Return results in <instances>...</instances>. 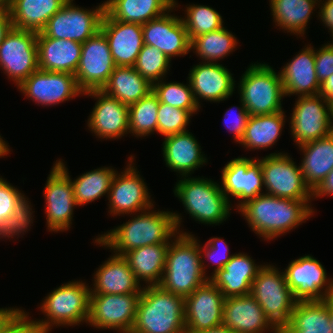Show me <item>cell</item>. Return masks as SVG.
Instances as JSON below:
<instances>
[{
	"label": "cell",
	"instance_id": "6da1fadb",
	"mask_svg": "<svg viewBox=\"0 0 333 333\" xmlns=\"http://www.w3.org/2000/svg\"><path fill=\"white\" fill-rule=\"evenodd\" d=\"M151 209L138 213L126 223L100 235L95 243L110 248L121 256L142 246L170 243L169 239L176 238L179 234L182 216L170 211L156 212Z\"/></svg>",
	"mask_w": 333,
	"mask_h": 333
},
{
	"label": "cell",
	"instance_id": "7a4b0ae2",
	"mask_svg": "<svg viewBox=\"0 0 333 333\" xmlns=\"http://www.w3.org/2000/svg\"><path fill=\"white\" fill-rule=\"evenodd\" d=\"M309 201L311 200H290L262 193L237 210L242 213L254 233L267 241L308 220L314 214Z\"/></svg>",
	"mask_w": 333,
	"mask_h": 333
},
{
	"label": "cell",
	"instance_id": "3957f363",
	"mask_svg": "<svg viewBox=\"0 0 333 333\" xmlns=\"http://www.w3.org/2000/svg\"><path fill=\"white\" fill-rule=\"evenodd\" d=\"M198 241L191 233L182 231L171 240L159 284L163 290L186 298L208 281Z\"/></svg>",
	"mask_w": 333,
	"mask_h": 333
},
{
	"label": "cell",
	"instance_id": "277c9868",
	"mask_svg": "<svg viewBox=\"0 0 333 333\" xmlns=\"http://www.w3.org/2000/svg\"><path fill=\"white\" fill-rule=\"evenodd\" d=\"M185 298L159 285L142 288L130 333H186Z\"/></svg>",
	"mask_w": 333,
	"mask_h": 333
},
{
	"label": "cell",
	"instance_id": "5b68a950",
	"mask_svg": "<svg viewBox=\"0 0 333 333\" xmlns=\"http://www.w3.org/2000/svg\"><path fill=\"white\" fill-rule=\"evenodd\" d=\"M91 288L82 281H70L45 297L40 308L45 320H32L38 333H49L51 327L73 326L88 321Z\"/></svg>",
	"mask_w": 333,
	"mask_h": 333
},
{
	"label": "cell",
	"instance_id": "8992f818",
	"mask_svg": "<svg viewBox=\"0 0 333 333\" xmlns=\"http://www.w3.org/2000/svg\"><path fill=\"white\" fill-rule=\"evenodd\" d=\"M176 183L174 194L191 218L204 224H221L230 215V200L219 183L208 178L183 177Z\"/></svg>",
	"mask_w": 333,
	"mask_h": 333
},
{
	"label": "cell",
	"instance_id": "52a82bcc",
	"mask_svg": "<svg viewBox=\"0 0 333 333\" xmlns=\"http://www.w3.org/2000/svg\"><path fill=\"white\" fill-rule=\"evenodd\" d=\"M240 101L250 115H269L282 110L285 92L280 73L268 64H251L240 79Z\"/></svg>",
	"mask_w": 333,
	"mask_h": 333
},
{
	"label": "cell",
	"instance_id": "ba28073f",
	"mask_svg": "<svg viewBox=\"0 0 333 333\" xmlns=\"http://www.w3.org/2000/svg\"><path fill=\"white\" fill-rule=\"evenodd\" d=\"M250 294L279 332L289 323L297 300L287 285L283 271L270 264L263 265L253 280Z\"/></svg>",
	"mask_w": 333,
	"mask_h": 333
},
{
	"label": "cell",
	"instance_id": "9c48e42d",
	"mask_svg": "<svg viewBox=\"0 0 333 333\" xmlns=\"http://www.w3.org/2000/svg\"><path fill=\"white\" fill-rule=\"evenodd\" d=\"M104 14L105 2L88 10L75 6L73 0H68L49 19L40 33L50 38L84 43L100 31Z\"/></svg>",
	"mask_w": 333,
	"mask_h": 333
},
{
	"label": "cell",
	"instance_id": "30bf717a",
	"mask_svg": "<svg viewBox=\"0 0 333 333\" xmlns=\"http://www.w3.org/2000/svg\"><path fill=\"white\" fill-rule=\"evenodd\" d=\"M261 171L267 194L290 200H311L300 166L287 153H271L261 159Z\"/></svg>",
	"mask_w": 333,
	"mask_h": 333
},
{
	"label": "cell",
	"instance_id": "8fae6325",
	"mask_svg": "<svg viewBox=\"0 0 333 333\" xmlns=\"http://www.w3.org/2000/svg\"><path fill=\"white\" fill-rule=\"evenodd\" d=\"M37 34L12 27L0 44V67L16 86L39 69Z\"/></svg>",
	"mask_w": 333,
	"mask_h": 333
},
{
	"label": "cell",
	"instance_id": "7c38bea8",
	"mask_svg": "<svg viewBox=\"0 0 333 333\" xmlns=\"http://www.w3.org/2000/svg\"><path fill=\"white\" fill-rule=\"evenodd\" d=\"M294 105L290 129L298 146L332 133L333 105L322 96H299Z\"/></svg>",
	"mask_w": 333,
	"mask_h": 333
},
{
	"label": "cell",
	"instance_id": "4fadbf2b",
	"mask_svg": "<svg viewBox=\"0 0 333 333\" xmlns=\"http://www.w3.org/2000/svg\"><path fill=\"white\" fill-rule=\"evenodd\" d=\"M141 293L90 294L87 323L98 329L130 333L136 319Z\"/></svg>",
	"mask_w": 333,
	"mask_h": 333
},
{
	"label": "cell",
	"instance_id": "5bb4252c",
	"mask_svg": "<svg viewBox=\"0 0 333 333\" xmlns=\"http://www.w3.org/2000/svg\"><path fill=\"white\" fill-rule=\"evenodd\" d=\"M67 170L63 161L56 160L45 184L46 225L52 232H63L70 228L73 210L77 206Z\"/></svg>",
	"mask_w": 333,
	"mask_h": 333
},
{
	"label": "cell",
	"instance_id": "9a60e30c",
	"mask_svg": "<svg viewBox=\"0 0 333 333\" xmlns=\"http://www.w3.org/2000/svg\"><path fill=\"white\" fill-rule=\"evenodd\" d=\"M116 67L108 41L99 31L82 43L80 62L74 76L84 93L102 90Z\"/></svg>",
	"mask_w": 333,
	"mask_h": 333
},
{
	"label": "cell",
	"instance_id": "2e32d148",
	"mask_svg": "<svg viewBox=\"0 0 333 333\" xmlns=\"http://www.w3.org/2000/svg\"><path fill=\"white\" fill-rule=\"evenodd\" d=\"M284 275L297 301L325 300L333 296V279L327 278L325 268L313 256L291 261Z\"/></svg>",
	"mask_w": 333,
	"mask_h": 333
},
{
	"label": "cell",
	"instance_id": "e0dca14e",
	"mask_svg": "<svg viewBox=\"0 0 333 333\" xmlns=\"http://www.w3.org/2000/svg\"><path fill=\"white\" fill-rule=\"evenodd\" d=\"M129 157L127 165L121 174L116 172L108 196L109 213L113 216L142 212L153 208V202L150 199L148 188L140 177L137 168L132 166L134 158Z\"/></svg>",
	"mask_w": 333,
	"mask_h": 333
},
{
	"label": "cell",
	"instance_id": "ac0fdd59",
	"mask_svg": "<svg viewBox=\"0 0 333 333\" xmlns=\"http://www.w3.org/2000/svg\"><path fill=\"white\" fill-rule=\"evenodd\" d=\"M20 92L41 105H56L84 94L76 77L67 72L34 71L19 86Z\"/></svg>",
	"mask_w": 333,
	"mask_h": 333
},
{
	"label": "cell",
	"instance_id": "d6986e66",
	"mask_svg": "<svg viewBox=\"0 0 333 333\" xmlns=\"http://www.w3.org/2000/svg\"><path fill=\"white\" fill-rule=\"evenodd\" d=\"M221 190L230 199V196L239 201V208L248 200L262 194L264 187L261 171V159L237 157L229 161L222 169ZM230 195V196H229Z\"/></svg>",
	"mask_w": 333,
	"mask_h": 333
},
{
	"label": "cell",
	"instance_id": "ffe728a7",
	"mask_svg": "<svg viewBox=\"0 0 333 333\" xmlns=\"http://www.w3.org/2000/svg\"><path fill=\"white\" fill-rule=\"evenodd\" d=\"M225 297L209 280L185 298L186 333H197L222 324Z\"/></svg>",
	"mask_w": 333,
	"mask_h": 333
},
{
	"label": "cell",
	"instance_id": "44dd1931",
	"mask_svg": "<svg viewBox=\"0 0 333 333\" xmlns=\"http://www.w3.org/2000/svg\"><path fill=\"white\" fill-rule=\"evenodd\" d=\"M173 6L164 15L142 24L144 44L156 47L171 61L173 56H184L190 50V40L179 16L170 15Z\"/></svg>",
	"mask_w": 333,
	"mask_h": 333
},
{
	"label": "cell",
	"instance_id": "7402d4cb",
	"mask_svg": "<svg viewBox=\"0 0 333 333\" xmlns=\"http://www.w3.org/2000/svg\"><path fill=\"white\" fill-rule=\"evenodd\" d=\"M83 95L98 99L88 119L87 126L92 133L101 139H119L129 133L128 105L102 90L87 91Z\"/></svg>",
	"mask_w": 333,
	"mask_h": 333
},
{
	"label": "cell",
	"instance_id": "603a6c76",
	"mask_svg": "<svg viewBox=\"0 0 333 333\" xmlns=\"http://www.w3.org/2000/svg\"><path fill=\"white\" fill-rule=\"evenodd\" d=\"M100 31L108 41L116 66H134L144 45L142 24L117 21L105 11Z\"/></svg>",
	"mask_w": 333,
	"mask_h": 333
},
{
	"label": "cell",
	"instance_id": "cb8c5ba5",
	"mask_svg": "<svg viewBox=\"0 0 333 333\" xmlns=\"http://www.w3.org/2000/svg\"><path fill=\"white\" fill-rule=\"evenodd\" d=\"M231 72L219 63L201 62L189 73L194 99L200 108L199 99L220 102L228 99L234 92L235 80Z\"/></svg>",
	"mask_w": 333,
	"mask_h": 333
},
{
	"label": "cell",
	"instance_id": "d4e9b609",
	"mask_svg": "<svg viewBox=\"0 0 333 333\" xmlns=\"http://www.w3.org/2000/svg\"><path fill=\"white\" fill-rule=\"evenodd\" d=\"M222 324L233 333H279L251 294L225 298Z\"/></svg>",
	"mask_w": 333,
	"mask_h": 333
},
{
	"label": "cell",
	"instance_id": "484cf974",
	"mask_svg": "<svg viewBox=\"0 0 333 333\" xmlns=\"http://www.w3.org/2000/svg\"><path fill=\"white\" fill-rule=\"evenodd\" d=\"M244 253L233 254L221 270L208 276L225 298L250 294L251 285L263 265H257ZM210 277V278H209Z\"/></svg>",
	"mask_w": 333,
	"mask_h": 333
},
{
	"label": "cell",
	"instance_id": "4316f807",
	"mask_svg": "<svg viewBox=\"0 0 333 333\" xmlns=\"http://www.w3.org/2000/svg\"><path fill=\"white\" fill-rule=\"evenodd\" d=\"M310 46L311 44L293 57L280 72L285 96L318 95L320 82L315 70V50Z\"/></svg>",
	"mask_w": 333,
	"mask_h": 333
},
{
	"label": "cell",
	"instance_id": "83f0119b",
	"mask_svg": "<svg viewBox=\"0 0 333 333\" xmlns=\"http://www.w3.org/2000/svg\"><path fill=\"white\" fill-rule=\"evenodd\" d=\"M38 67L43 71L75 74L81 57L82 43L37 34Z\"/></svg>",
	"mask_w": 333,
	"mask_h": 333
},
{
	"label": "cell",
	"instance_id": "f1b7e54d",
	"mask_svg": "<svg viewBox=\"0 0 333 333\" xmlns=\"http://www.w3.org/2000/svg\"><path fill=\"white\" fill-rule=\"evenodd\" d=\"M94 274L93 289L90 294H131L141 293L142 287L136 280L127 260L113 254Z\"/></svg>",
	"mask_w": 333,
	"mask_h": 333
},
{
	"label": "cell",
	"instance_id": "f546056e",
	"mask_svg": "<svg viewBox=\"0 0 333 333\" xmlns=\"http://www.w3.org/2000/svg\"><path fill=\"white\" fill-rule=\"evenodd\" d=\"M162 150L166 165L181 178L190 176L196 168L207 163L198 141L189 131L166 136Z\"/></svg>",
	"mask_w": 333,
	"mask_h": 333
},
{
	"label": "cell",
	"instance_id": "4dcf8cb0",
	"mask_svg": "<svg viewBox=\"0 0 333 333\" xmlns=\"http://www.w3.org/2000/svg\"><path fill=\"white\" fill-rule=\"evenodd\" d=\"M304 152L300 165L307 186L313 191L333 169V132L299 146Z\"/></svg>",
	"mask_w": 333,
	"mask_h": 333
},
{
	"label": "cell",
	"instance_id": "1f68e13d",
	"mask_svg": "<svg viewBox=\"0 0 333 333\" xmlns=\"http://www.w3.org/2000/svg\"><path fill=\"white\" fill-rule=\"evenodd\" d=\"M68 0H9L12 27L41 32Z\"/></svg>",
	"mask_w": 333,
	"mask_h": 333
},
{
	"label": "cell",
	"instance_id": "d6a6232c",
	"mask_svg": "<svg viewBox=\"0 0 333 333\" xmlns=\"http://www.w3.org/2000/svg\"><path fill=\"white\" fill-rule=\"evenodd\" d=\"M169 245L170 243H160L142 246L123 255L139 283L141 280L148 286L160 284Z\"/></svg>",
	"mask_w": 333,
	"mask_h": 333
},
{
	"label": "cell",
	"instance_id": "836d02e7",
	"mask_svg": "<svg viewBox=\"0 0 333 333\" xmlns=\"http://www.w3.org/2000/svg\"><path fill=\"white\" fill-rule=\"evenodd\" d=\"M279 333H333L329 298L297 301L289 323Z\"/></svg>",
	"mask_w": 333,
	"mask_h": 333
},
{
	"label": "cell",
	"instance_id": "e575fe53",
	"mask_svg": "<svg viewBox=\"0 0 333 333\" xmlns=\"http://www.w3.org/2000/svg\"><path fill=\"white\" fill-rule=\"evenodd\" d=\"M176 5V0H107L105 11L117 21L145 24Z\"/></svg>",
	"mask_w": 333,
	"mask_h": 333
},
{
	"label": "cell",
	"instance_id": "d590c367",
	"mask_svg": "<svg viewBox=\"0 0 333 333\" xmlns=\"http://www.w3.org/2000/svg\"><path fill=\"white\" fill-rule=\"evenodd\" d=\"M102 91L129 106L151 92L152 84L134 66H117Z\"/></svg>",
	"mask_w": 333,
	"mask_h": 333
},
{
	"label": "cell",
	"instance_id": "8d00e7d4",
	"mask_svg": "<svg viewBox=\"0 0 333 333\" xmlns=\"http://www.w3.org/2000/svg\"><path fill=\"white\" fill-rule=\"evenodd\" d=\"M284 111L269 115H250L239 144L248 149H266L280 137L285 124Z\"/></svg>",
	"mask_w": 333,
	"mask_h": 333
},
{
	"label": "cell",
	"instance_id": "74e56055",
	"mask_svg": "<svg viewBox=\"0 0 333 333\" xmlns=\"http://www.w3.org/2000/svg\"><path fill=\"white\" fill-rule=\"evenodd\" d=\"M321 1V0H319ZM318 0H270V9L276 26L303 36L310 15Z\"/></svg>",
	"mask_w": 333,
	"mask_h": 333
},
{
	"label": "cell",
	"instance_id": "f35d334b",
	"mask_svg": "<svg viewBox=\"0 0 333 333\" xmlns=\"http://www.w3.org/2000/svg\"><path fill=\"white\" fill-rule=\"evenodd\" d=\"M116 174L114 168L101 167L80 175L71 180L77 206H81L99 199L109 190Z\"/></svg>",
	"mask_w": 333,
	"mask_h": 333
},
{
	"label": "cell",
	"instance_id": "ab89813d",
	"mask_svg": "<svg viewBox=\"0 0 333 333\" xmlns=\"http://www.w3.org/2000/svg\"><path fill=\"white\" fill-rule=\"evenodd\" d=\"M238 42L236 37L225 27L212 31L190 40V50L194 49L196 54L205 62L217 63L218 60L233 52Z\"/></svg>",
	"mask_w": 333,
	"mask_h": 333
},
{
	"label": "cell",
	"instance_id": "60d3db41",
	"mask_svg": "<svg viewBox=\"0 0 333 333\" xmlns=\"http://www.w3.org/2000/svg\"><path fill=\"white\" fill-rule=\"evenodd\" d=\"M158 108L159 100L153 90L129 105V133L136 137L148 136L154 131L158 133Z\"/></svg>",
	"mask_w": 333,
	"mask_h": 333
},
{
	"label": "cell",
	"instance_id": "b9f144b4",
	"mask_svg": "<svg viewBox=\"0 0 333 333\" xmlns=\"http://www.w3.org/2000/svg\"><path fill=\"white\" fill-rule=\"evenodd\" d=\"M186 8V17L181 19L189 40L223 27L222 16L212 7L194 4Z\"/></svg>",
	"mask_w": 333,
	"mask_h": 333
},
{
	"label": "cell",
	"instance_id": "7bdbcfd3",
	"mask_svg": "<svg viewBox=\"0 0 333 333\" xmlns=\"http://www.w3.org/2000/svg\"><path fill=\"white\" fill-rule=\"evenodd\" d=\"M189 84L170 82L166 83L161 81L152 84V90L156 94L159 102L188 110L192 115L199 110L193 91Z\"/></svg>",
	"mask_w": 333,
	"mask_h": 333
},
{
	"label": "cell",
	"instance_id": "ee69618b",
	"mask_svg": "<svg viewBox=\"0 0 333 333\" xmlns=\"http://www.w3.org/2000/svg\"><path fill=\"white\" fill-rule=\"evenodd\" d=\"M170 63L167 56L156 47L144 44L136 59L134 69L153 84L165 77Z\"/></svg>",
	"mask_w": 333,
	"mask_h": 333
},
{
	"label": "cell",
	"instance_id": "f6af8a7d",
	"mask_svg": "<svg viewBox=\"0 0 333 333\" xmlns=\"http://www.w3.org/2000/svg\"><path fill=\"white\" fill-rule=\"evenodd\" d=\"M192 114L188 110L159 102L158 108V133L163 136L183 133L189 124Z\"/></svg>",
	"mask_w": 333,
	"mask_h": 333
},
{
	"label": "cell",
	"instance_id": "bcb514c9",
	"mask_svg": "<svg viewBox=\"0 0 333 333\" xmlns=\"http://www.w3.org/2000/svg\"><path fill=\"white\" fill-rule=\"evenodd\" d=\"M24 196L15 206L11 216L6 218L0 224V239L2 238H13L15 235H20L26 232L28 227L31 226L32 222V209L31 203L26 200Z\"/></svg>",
	"mask_w": 333,
	"mask_h": 333
},
{
	"label": "cell",
	"instance_id": "7dc6e473",
	"mask_svg": "<svg viewBox=\"0 0 333 333\" xmlns=\"http://www.w3.org/2000/svg\"><path fill=\"white\" fill-rule=\"evenodd\" d=\"M204 248V249H203ZM201 248L199 243V250L201 258L205 257L211 260L212 263L215 264V269L212 275L221 270L225 264H227L233 255L228 256V246L227 243L222 238L213 237L210 238L206 244ZM205 254H203V253ZM204 255V256H203Z\"/></svg>",
	"mask_w": 333,
	"mask_h": 333
},
{
	"label": "cell",
	"instance_id": "c3c4849f",
	"mask_svg": "<svg viewBox=\"0 0 333 333\" xmlns=\"http://www.w3.org/2000/svg\"><path fill=\"white\" fill-rule=\"evenodd\" d=\"M23 197L24 194L0 177V224L12 215L15 206Z\"/></svg>",
	"mask_w": 333,
	"mask_h": 333
},
{
	"label": "cell",
	"instance_id": "681fc988",
	"mask_svg": "<svg viewBox=\"0 0 333 333\" xmlns=\"http://www.w3.org/2000/svg\"><path fill=\"white\" fill-rule=\"evenodd\" d=\"M240 103H241V107L238 108L239 112H237V114L233 113L232 112L233 110L231 111L232 108H229L225 112V115H224L225 126L227 127V129H229V131L234 133V139L238 143H240V141L243 138L245 128L247 126V122L250 117V114L248 113V110L244 106L243 102L241 101ZM232 116H233V118L231 119Z\"/></svg>",
	"mask_w": 333,
	"mask_h": 333
},
{
	"label": "cell",
	"instance_id": "f907efd6",
	"mask_svg": "<svg viewBox=\"0 0 333 333\" xmlns=\"http://www.w3.org/2000/svg\"><path fill=\"white\" fill-rule=\"evenodd\" d=\"M315 70L320 83L333 74V45L331 43L315 50Z\"/></svg>",
	"mask_w": 333,
	"mask_h": 333
},
{
	"label": "cell",
	"instance_id": "816d5d0a",
	"mask_svg": "<svg viewBox=\"0 0 333 333\" xmlns=\"http://www.w3.org/2000/svg\"><path fill=\"white\" fill-rule=\"evenodd\" d=\"M0 333H38L28 314L21 310Z\"/></svg>",
	"mask_w": 333,
	"mask_h": 333
},
{
	"label": "cell",
	"instance_id": "f5cc1de1",
	"mask_svg": "<svg viewBox=\"0 0 333 333\" xmlns=\"http://www.w3.org/2000/svg\"><path fill=\"white\" fill-rule=\"evenodd\" d=\"M333 196V169L327 174V176L318 184V186L312 191V197L317 198L320 196Z\"/></svg>",
	"mask_w": 333,
	"mask_h": 333
},
{
	"label": "cell",
	"instance_id": "db71d44e",
	"mask_svg": "<svg viewBox=\"0 0 333 333\" xmlns=\"http://www.w3.org/2000/svg\"><path fill=\"white\" fill-rule=\"evenodd\" d=\"M319 12V17L327 28L331 31L333 35V0H325Z\"/></svg>",
	"mask_w": 333,
	"mask_h": 333
},
{
	"label": "cell",
	"instance_id": "11a10c76",
	"mask_svg": "<svg viewBox=\"0 0 333 333\" xmlns=\"http://www.w3.org/2000/svg\"><path fill=\"white\" fill-rule=\"evenodd\" d=\"M318 95L333 105V74L320 83Z\"/></svg>",
	"mask_w": 333,
	"mask_h": 333
},
{
	"label": "cell",
	"instance_id": "9f6ffc18",
	"mask_svg": "<svg viewBox=\"0 0 333 333\" xmlns=\"http://www.w3.org/2000/svg\"><path fill=\"white\" fill-rule=\"evenodd\" d=\"M12 28L9 10H0V44L7 32Z\"/></svg>",
	"mask_w": 333,
	"mask_h": 333
},
{
	"label": "cell",
	"instance_id": "6f0895ef",
	"mask_svg": "<svg viewBox=\"0 0 333 333\" xmlns=\"http://www.w3.org/2000/svg\"><path fill=\"white\" fill-rule=\"evenodd\" d=\"M20 311V308H0V332Z\"/></svg>",
	"mask_w": 333,
	"mask_h": 333
},
{
	"label": "cell",
	"instance_id": "680465c9",
	"mask_svg": "<svg viewBox=\"0 0 333 333\" xmlns=\"http://www.w3.org/2000/svg\"><path fill=\"white\" fill-rule=\"evenodd\" d=\"M197 333H233L228 327H226L224 324L205 329L202 331H199Z\"/></svg>",
	"mask_w": 333,
	"mask_h": 333
},
{
	"label": "cell",
	"instance_id": "91938a15",
	"mask_svg": "<svg viewBox=\"0 0 333 333\" xmlns=\"http://www.w3.org/2000/svg\"><path fill=\"white\" fill-rule=\"evenodd\" d=\"M6 143L0 135V157H4L10 152L9 146Z\"/></svg>",
	"mask_w": 333,
	"mask_h": 333
},
{
	"label": "cell",
	"instance_id": "94428289",
	"mask_svg": "<svg viewBox=\"0 0 333 333\" xmlns=\"http://www.w3.org/2000/svg\"><path fill=\"white\" fill-rule=\"evenodd\" d=\"M329 314H330V324L333 331V296L329 297Z\"/></svg>",
	"mask_w": 333,
	"mask_h": 333
},
{
	"label": "cell",
	"instance_id": "6125c7cd",
	"mask_svg": "<svg viewBox=\"0 0 333 333\" xmlns=\"http://www.w3.org/2000/svg\"><path fill=\"white\" fill-rule=\"evenodd\" d=\"M0 10H9V0H0Z\"/></svg>",
	"mask_w": 333,
	"mask_h": 333
}]
</instances>
